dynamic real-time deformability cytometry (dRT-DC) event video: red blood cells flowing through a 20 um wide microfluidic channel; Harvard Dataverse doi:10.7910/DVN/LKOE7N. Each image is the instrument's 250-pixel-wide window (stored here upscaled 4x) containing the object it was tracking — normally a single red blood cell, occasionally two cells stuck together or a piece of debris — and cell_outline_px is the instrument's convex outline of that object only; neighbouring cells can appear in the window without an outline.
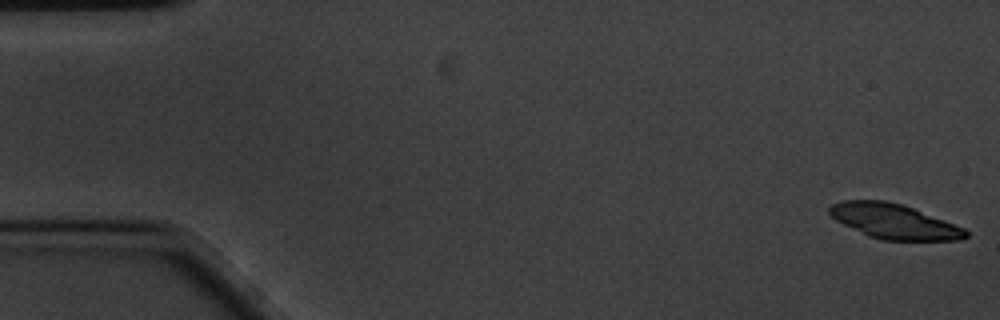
{"species": "common noctule bat (a hibernating species)", "species_latin": "Nyctalus noctula", "temperature_condition": "cold", "stored_images_in_passage": 58, "camera_frame_rate_fps": 3000, "um_per_image_px": 0.085, "animal": {"sex": "male", "body_mass_g": 20.1, "forearm_length_mm": 53.5}, "frame": {"image": 1, "passage_image": 1, "time_ms": 0.0, "image_size_px": [1000, 320], "cell_outline_px": [[968, 236], [960, 240], [880, 240], [868, 236], [836, 220], [828, 212], [828, 208], [832, 204], [844, 200], [884, 200], [904, 204], [964, 228], [968, 232]], "centroid_in_image_um": [75.99, 18.81], "position_along_channel_um": 9.0, "area_um2": 27.57}, "authors_computed_cell_mechanics": {"area_um2": 17.629, "velocity_mm_per_s": 3.4194, "shape_relaxation_time_tau1_ms": 1.9392, "shape_relaxation_time_tau2_ms": 2.461, "deformation_change_tau1": 0.1557, "deformation_change_tau2": 0.0871}}